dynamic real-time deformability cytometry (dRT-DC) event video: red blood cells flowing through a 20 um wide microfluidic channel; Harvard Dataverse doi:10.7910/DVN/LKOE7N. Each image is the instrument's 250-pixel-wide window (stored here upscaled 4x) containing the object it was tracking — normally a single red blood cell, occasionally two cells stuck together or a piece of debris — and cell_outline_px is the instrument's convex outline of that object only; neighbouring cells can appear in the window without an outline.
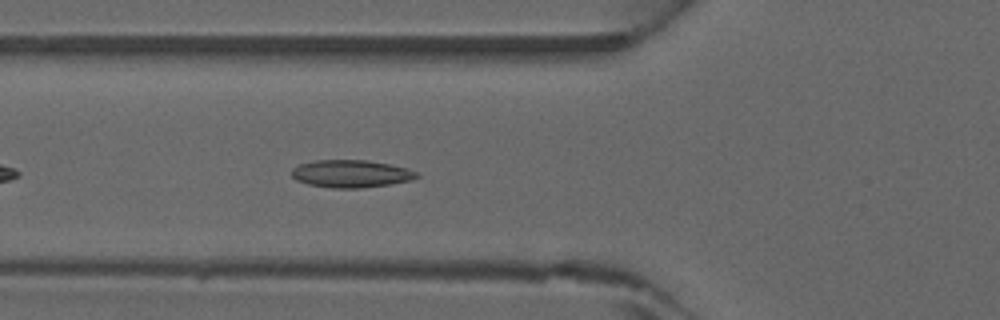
{"species": "common noctule bat (a hibernating species)", "species_latin": "Nyctalus noctula", "temperature_condition": "warm", "stored_images_in_passage": 32, "camera_frame_rate_fps": 3000, "um_per_image_px": 0.085, "animal": {"sex": "male", "forearm_length_mm": 52.5}, "frame": {"image": 1, "passage_image": 5, "time_ms": 1.333, "image_size_px": [1000, 320], "cell_outline_px": [[420, 176], [412, 180], [388, 184], [360, 188], [332, 188], [308, 184], [296, 180], [292, 176], [292, 168], [300, 164], [316, 160], [368, 160], [392, 164], [408, 168], [416, 172]], "centroid_in_image_um": [29.85, 14.76], "position_along_channel_um": 95.9, "area_um2": 20.11}}
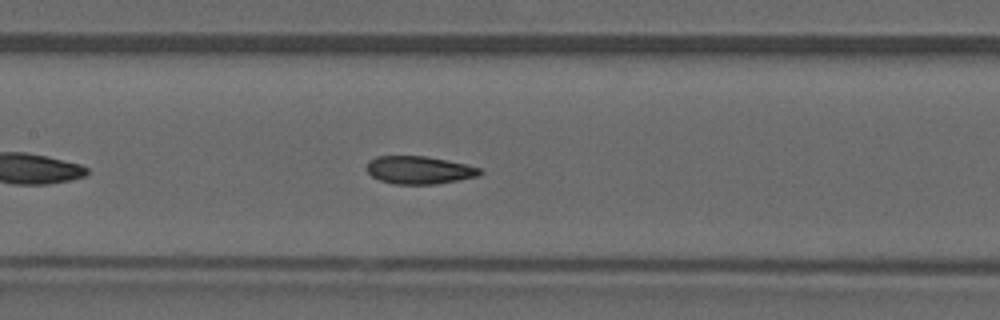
{"frame": {"image": 2, "passage_image": 10, "time_ms": 3.0, "image_size_px": [1000, 320], "cell_outline_px": [[484, 172], [480, 176], [460, 180], [436, 184], [392, 184], [380, 180], [372, 176], [368, 172], [368, 160], [376, 156], [424, 156], [468, 164], [480, 168]], "centroid_in_image_um": [35.68, 14.46], "position_along_channel_um": 171.7, "area_um2": 18.5}}
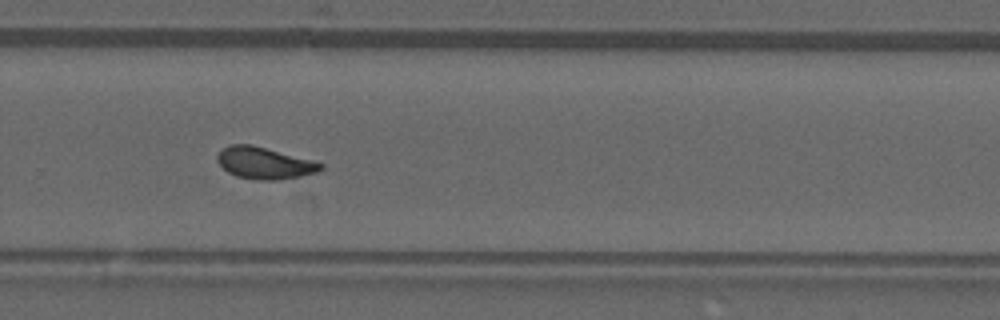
{"frame": {"image": 3, "passage_image": 19, "time_ms": 6.0, "image_size_px": [1000, 320], "cell_outline_px": [[324, 168], [316, 172], [300, 176], [280, 180], [260, 180], [236, 176], [228, 172], [216, 160], [216, 156], [228, 144], [252, 144], [324, 164]], "centroid_in_image_um": [22.45, 13.86], "position_along_channel_um": 307.3, "area_um2": 18.9}}